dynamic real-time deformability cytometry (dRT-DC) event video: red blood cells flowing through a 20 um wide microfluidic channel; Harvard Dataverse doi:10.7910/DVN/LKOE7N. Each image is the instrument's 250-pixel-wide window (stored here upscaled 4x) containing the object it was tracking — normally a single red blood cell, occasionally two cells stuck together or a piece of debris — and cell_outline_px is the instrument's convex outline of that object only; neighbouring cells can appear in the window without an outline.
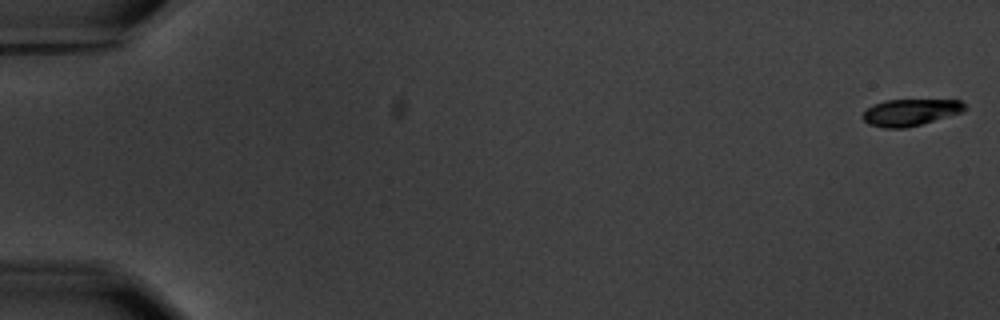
{"species": "common noctule bat (a hibernating species)", "species_latin": "Nyctalus noctula", "temperature_condition": "warm", "stored_images_in_passage": 5, "camera_frame_rate_fps": 3000, "um_per_image_px": 0.085, "animal": {"sex": "male", "body_mass_g": 20.1, "forearm_length_mm": 53.5}, "frame": {"image": 1, "passage_image": 1, "time_ms": 0.0, "image_size_px": [1000, 320], "cell_outline_px": [[968, 108], [960, 112], [920, 124], [904, 128], [884, 128], [868, 124], [860, 116], [872, 104], [884, 100], [960, 100]], "centroid_in_image_um": [77.32, 9.54], "position_along_channel_um": 7.7, "area_um2": 15.72}}
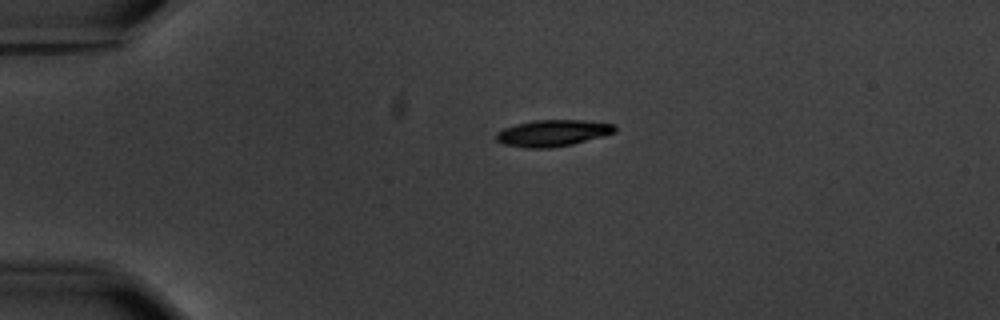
{"frame": {"image": 2, "passage_image": 4, "time_ms": 4.333, "image_size_px": [1000, 320], "cell_outline_px": [[616, 132], [572, 144], [548, 148], [524, 148], [504, 144], [496, 140], [496, 132], [504, 128], [516, 124], [536, 120], [584, 120], [616, 124]], "centroid_in_image_um": [46.97, 11.31], "position_along_channel_um": 38.0, "area_um2": 18.26}}